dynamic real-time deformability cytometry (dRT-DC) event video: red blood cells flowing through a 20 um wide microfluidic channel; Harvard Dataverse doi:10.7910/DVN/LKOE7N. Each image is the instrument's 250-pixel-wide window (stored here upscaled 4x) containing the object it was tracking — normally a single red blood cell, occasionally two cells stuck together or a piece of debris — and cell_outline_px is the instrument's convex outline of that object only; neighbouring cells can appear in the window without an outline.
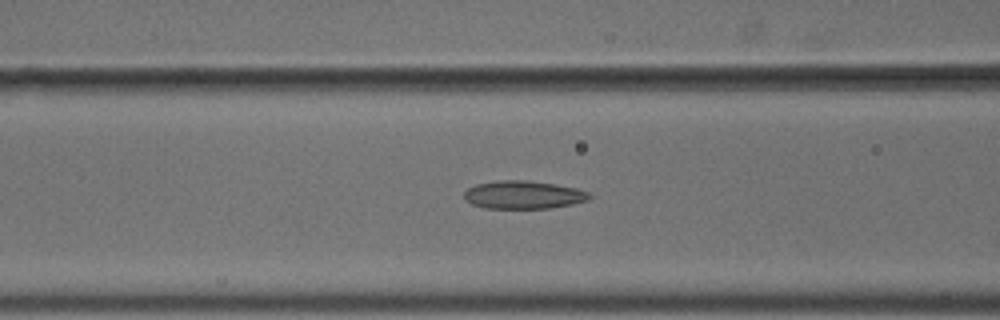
{"species": "common noctule bat (a hibernating species)", "species_latin": "Nyctalus noctula", "temperature_condition": "cold", "stored_images_in_passage": 50, "camera_frame_rate_fps": 3000, "um_per_image_px": 0.085, "animal": {"sex": "male", "body_mass_g": 18.8}, "frame": {"image": 1, "passage_image": 18, "time_ms": 5.667, "image_size_px": [1000, 320], "cell_outline_px": [[592, 196], [588, 200], [572, 204], [548, 208], [484, 208], [472, 204], [464, 200], [464, 192], [468, 188], [476, 184], [496, 180], [524, 180], [556, 184], [576, 188], [588, 192]], "centroid_in_image_um": [44.46, 16.55], "position_along_channel_um": 122.1, "area_um2": 20.52}}
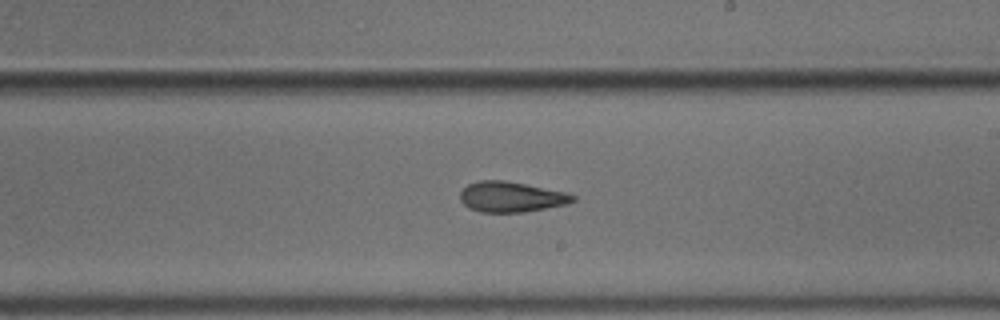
{"frame": {"image": 2, "passage_image": 28, "time_ms": 9.0, "image_size_px": [1000, 320], "cell_outline_px": [[576, 200], [564, 204], [524, 212], [480, 212], [468, 208], [460, 200], [460, 192], [468, 184], [480, 180], [504, 180], [564, 192], [576, 196]], "centroid_in_image_um": [43.39, 16.73], "position_along_channel_um": 245.6, "area_um2": 19.71}}
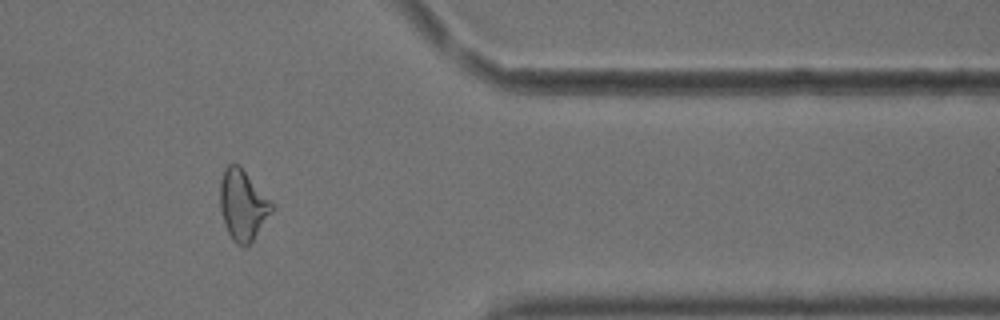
{"frame": {"image": 3, "passage_image": 41, "time_ms": 13.333, "image_size_px": [1000, 320], "cell_outline_px": [[272, 212], [252, 240], [244, 248], [236, 244], [232, 240], [224, 224], [220, 208], [220, 180], [224, 168], [228, 164], [240, 164], [272, 204]], "centroid_in_image_um": [20.59, 17.42], "position_along_channel_um": 390.8, "area_um2": 21.04}, "authors_computed_cell_mechanics": {"area_um2": 21.0392, "velocity_mm_per_s": 3.6907, "shape_relaxation_time_tau1_ms": null, "shape_relaxation_time_tau2_ms": 4.1615, "deformation_change_tau1": null, "deformation_change_tau2": 0.132}}